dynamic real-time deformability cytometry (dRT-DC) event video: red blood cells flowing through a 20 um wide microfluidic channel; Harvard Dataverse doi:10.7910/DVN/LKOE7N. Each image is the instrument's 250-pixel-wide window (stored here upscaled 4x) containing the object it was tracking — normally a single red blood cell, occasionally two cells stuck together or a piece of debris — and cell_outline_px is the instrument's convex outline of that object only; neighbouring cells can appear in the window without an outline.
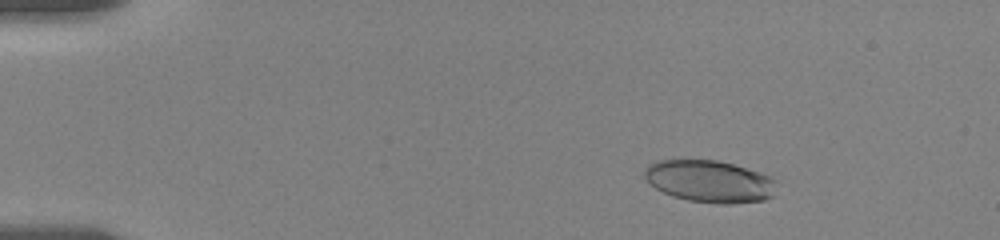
{"species": "human", "species_latin": "Homo sapiens", "temperature_condition": "room temperature", "stored_images_in_passage": 22, "camera_frame_rate_fps": 3000, "um_per_image_px": 0.085, "donor": {"sex": "female"}, "frame": {"image": 1, "passage_image": 7, "time_ms": 2.667, "image_size_px": [1000, 240], "cell_outline_px": [[776, 180], [772, 196], [764, 200], [732, 204], [716, 204], [688, 200], [672, 196], [656, 188], [644, 176], [644, 172], [648, 164], [660, 160], [716, 160], [732, 164], [768, 176]], "centroid_in_image_um": [60.3, 15.42], "position_along_channel_um": 24.7, "area_um2": 32.02}}
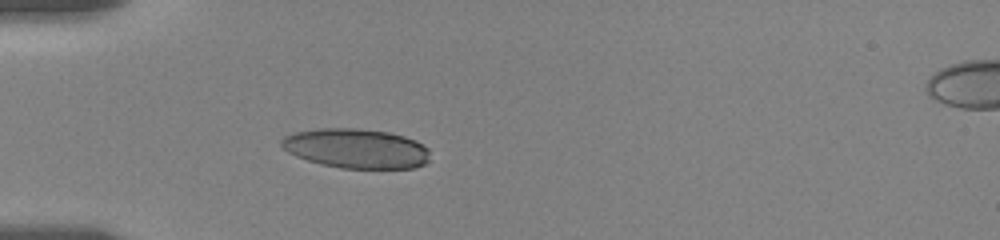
{"frame": {"image": 2, "passage_image": 15, "time_ms": 5.667, "image_size_px": [1000, 240], "cell_outline_px": [[428, 160], [424, 164], [412, 168], [340, 168], [320, 164], [296, 156], [288, 152], [280, 144], [280, 140], [284, 136], [296, 132], [320, 128], [356, 128], [388, 132], [404, 136], [428, 148]], "centroid_in_image_um": [30.24, 12.62], "position_along_channel_um": 54.8, "area_um2": 34.04}}
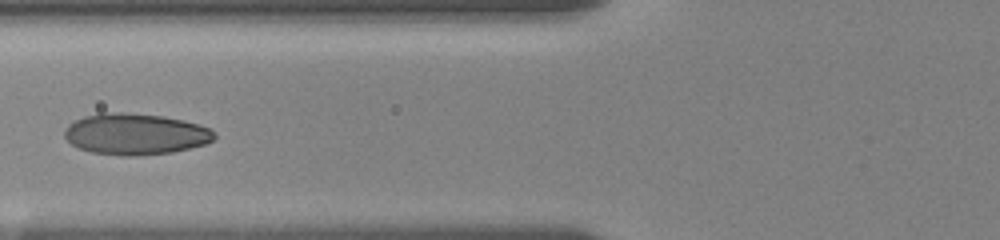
{"frame": {"image": 3, "passage_image": 20, "time_ms": 7.667, "image_size_px": [1000, 240], "cell_outline_px": [[216, 136], [212, 140], [204, 144], [172, 152], [136, 156], [124, 156], [92, 152], [80, 148], [72, 144], [64, 136], [64, 132], [68, 124], [84, 116], [100, 112], [124, 112], [164, 116], [184, 120], [212, 128], [216, 132]], "centroid_in_image_um": [11.52, 11.38], "position_along_channel_um": 114.3, "area_um2": 36.13}}